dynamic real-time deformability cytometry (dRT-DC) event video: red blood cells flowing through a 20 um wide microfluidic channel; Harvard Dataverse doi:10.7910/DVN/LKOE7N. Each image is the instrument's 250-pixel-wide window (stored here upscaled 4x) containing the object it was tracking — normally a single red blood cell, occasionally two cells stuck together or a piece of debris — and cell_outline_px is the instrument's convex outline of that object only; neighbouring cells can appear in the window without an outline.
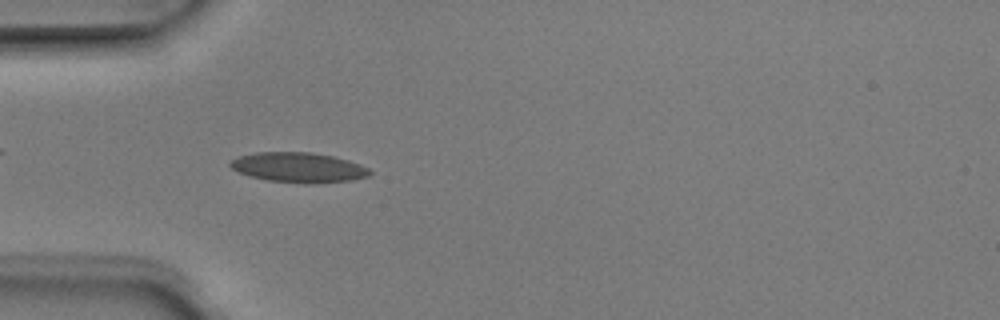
{"species": "Egyptian fruit bat (a non-hibernating species)", "species_latin": "Rousettus aegyptiacus", "temperature_condition": "room temperature", "stored_images_in_passage": 4, "camera_frame_rate_fps": 3000, "um_per_image_px": 0.085, "animal": {"sex": "male"}, "frame": {"image": 1, "passage_image": 3, "time_ms": 0.667, "image_size_px": [1000, 320], "cell_outline_px": [[372, 172], [368, 176], [352, 180], [308, 184], [304, 184], [268, 180], [252, 176], [240, 172], [232, 168], [228, 164], [232, 160], [240, 156], [256, 152], [312, 152], [332, 156], [348, 160], [360, 164], [368, 168]], "centroid_in_image_um": [25.4, 14.23], "position_along_channel_um": 59.6, "area_um2": 24.22}}
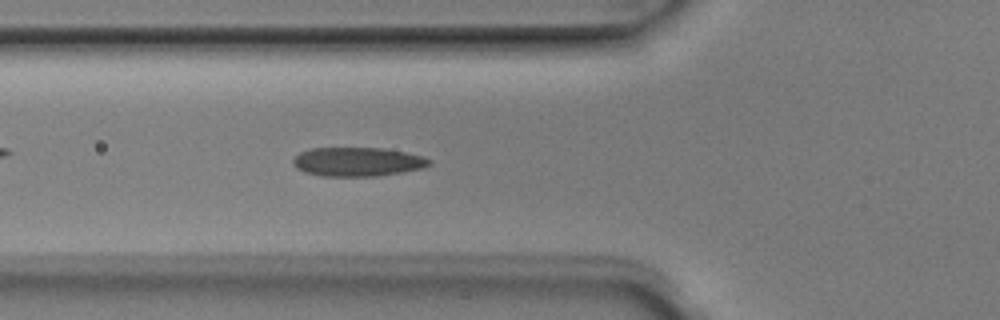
{"frame": {"image": 2, "passage_image": 4, "time_ms": 1.0, "image_size_px": [1000, 320], "cell_outline_px": [[432, 164], [424, 168], [404, 172], [376, 176], [320, 176], [304, 172], [296, 168], [292, 164], [292, 160], [300, 152], [308, 148], [384, 148], [424, 156], [432, 160]], "centroid_in_image_um": [30.4, 13.75], "position_along_channel_um": 95.4, "area_um2": 23.29}}